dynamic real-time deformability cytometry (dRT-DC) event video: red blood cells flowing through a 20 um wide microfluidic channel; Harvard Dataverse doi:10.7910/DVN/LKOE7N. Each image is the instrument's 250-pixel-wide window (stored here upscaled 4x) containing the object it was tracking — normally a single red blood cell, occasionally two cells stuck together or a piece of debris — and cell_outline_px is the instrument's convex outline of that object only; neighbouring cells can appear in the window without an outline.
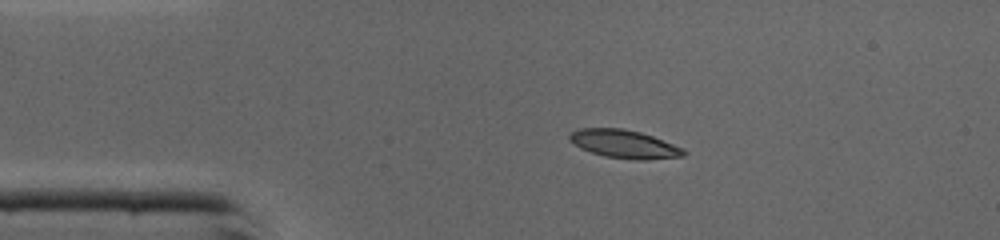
{"species": "common noctule bat (a hibernating species)", "species_latin": "Nyctalus noctula", "temperature_condition": "cold", "stored_images_in_passage": 38, "camera_frame_rate_fps": 3000, "um_per_image_px": 0.085, "animal": {"sex": "male", "body_mass_g": 19.0, "forearm_length_mm": 50.8}, "frame": {"image": 1, "passage_image": 1, "time_ms": 0.0, "image_size_px": [1000, 240], "cell_outline_px": [[688, 152], [684, 156], [644, 160], [636, 160], [604, 156], [580, 148], [568, 140], [568, 136], [572, 132], [580, 128], [624, 128], [640, 132], [652, 136], [684, 148]], "centroid_in_image_um": [53.07, 12.24], "position_along_channel_um": 31.9, "area_um2": 18.84}}
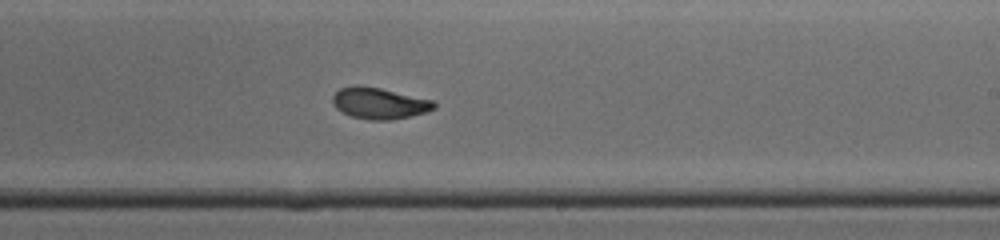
{"frame": {"image": 2, "passage_image": 19, "time_ms": 6.0, "image_size_px": [1000, 240], "cell_outline_px": [[436, 108], [424, 112], [408, 116], [388, 120], [372, 120], [352, 116], [340, 112], [332, 104], [332, 96], [340, 88], [352, 84], [356, 84], [380, 88], [432, 100], [436, 104]], "centroid_in_image_um": [32.17, 8.76], "position_along_channel_um": 256.8, "area_um2": 18.44}}
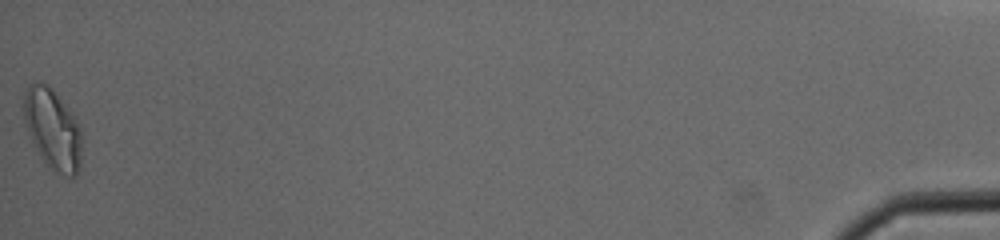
{"frame": {"image": 3, "passage_image": 38, "time_ms": 12.333, "image_size_px": [1000, 240], "cell_outline_px": [[80, 168], [76, 176], [72, 180], [52, 168], [40, 156], [32, 144], [24, 124], [20, 108], [24, 88], [28, 84], [48, 84], [52, 88], [64, 104], [80, 128]], "centroid_in_image_um": [4.39, 10.96], "position_along_channel_um": 430.8, "area_um2": 27.4}, "authors_computed_cell_mechanics": {"area_um2": 18.7272, "velocity_mm_per_s": 4.3628, "shape_relaxation_time_tau1_ms": 4.2222, "shape_relaxation_time_tau2_ms": 1.7148, "deformation_change_tau1": 0.196, "deformation_change_tau2": 0.0708}}